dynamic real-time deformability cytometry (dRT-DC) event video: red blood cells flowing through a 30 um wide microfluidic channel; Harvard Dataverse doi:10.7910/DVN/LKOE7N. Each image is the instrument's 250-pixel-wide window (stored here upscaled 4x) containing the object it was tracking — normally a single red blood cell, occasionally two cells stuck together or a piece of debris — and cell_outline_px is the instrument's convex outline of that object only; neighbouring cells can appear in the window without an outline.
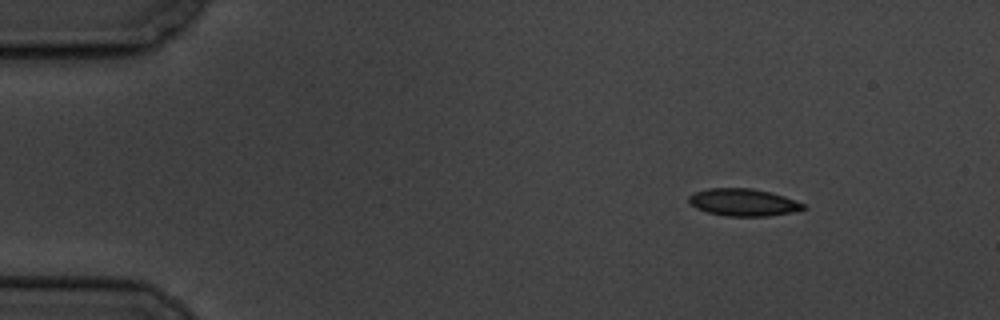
{"species": "common noctule bat (a hibernating species)", "species_latin": "Nyctalus noctula", "temperature_condition": "cold", "stored_images_in_passage": 3, "camera_frame_rate_fps": 3000, "um_per_image_px": 0.085, "animal": {"sex": "male", "body_mass_g": 19.5, "forearm_length_mm": 54.6}, "frame": {"image": 1, "passage_image": 1, "time_ms": 0.0, "image_size_px": [1000, 320], "cell_outline_px": [[808, 208], [792, 212], [768, 216], [724, 216], [708, 212], [696, 208], [688, 200], [688, 196], [692, 192], [708, 188], [752, 188], [784, 196], [804, 204]], "centroid_in_image_um": [63.15, 17.2], "position_along_channel_um": 21.8, "area_um2": 18.21}}
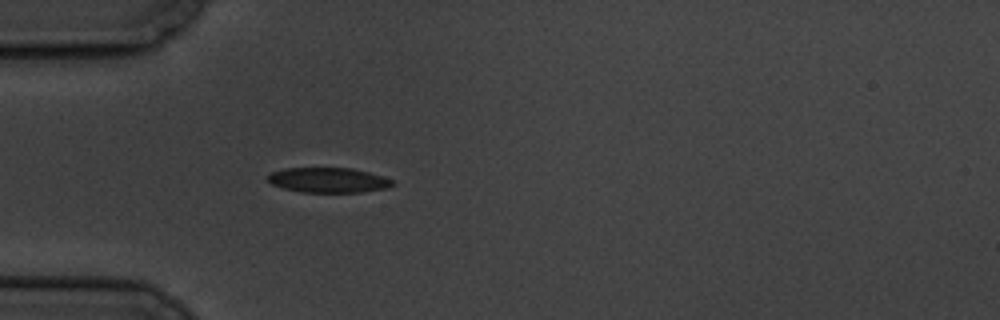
{"frame": {"image": 2, "passage_image": 3, "time_ms": 3.333, "image_size_px": [1000, 320], "cell_outline_px": [[396, 184], [388, 188], [360, 192], [300, 192], [284, 188], [272, 184], [268, 180], [268, 176], [272, 172], [284, 168], [352, 168], [368, 172], [392, 180]], "centroid_in_image_um": [27.92, 15.31], "position_along_channel_um": 57.1, "area_um2": 18.03}}